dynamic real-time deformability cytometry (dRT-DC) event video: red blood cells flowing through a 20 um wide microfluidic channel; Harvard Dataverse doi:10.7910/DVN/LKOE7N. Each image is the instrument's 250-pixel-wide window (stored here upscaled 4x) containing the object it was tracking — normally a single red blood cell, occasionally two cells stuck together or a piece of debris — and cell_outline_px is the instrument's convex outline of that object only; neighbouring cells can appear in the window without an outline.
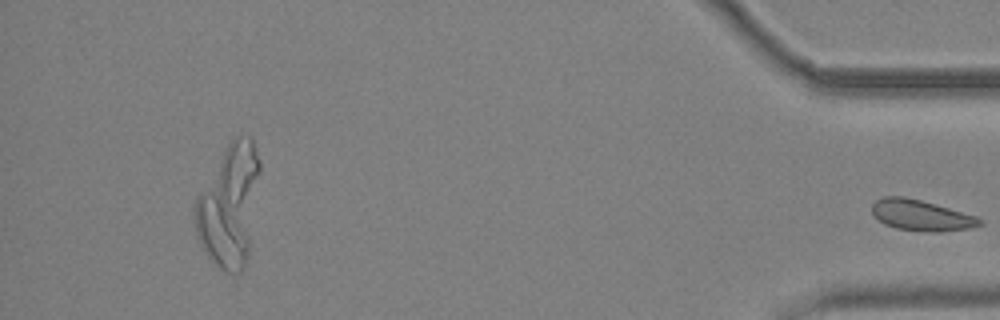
{"species": "common noctule bat (a hibernating species)", "species_latin": "Nyctalus noctula", "temperature_condition": "cold", "stored_images_in_passage": 53, "camera_frame_rate_fps": 3000, "um_per_image_px": 0.085, "animal": {"sex": "male", "body_mass_g": 19.2, "forearm_length_mm": 51.8}, "frame": {"image": 1, "passage_image": 53, "time_ms": 17.333, "image_size_px": [1000, 320], "cell_outline_px": [[984, 224], [972, 228], [940, 232], [928, 232], [896, 228], [884, 224], [872, 212], [872, 204], [876, 200], [884, 196], [904, 196], [920, 200], [976, 216], [984, 220]], "centroid_in_image_um": [78.33, 18.31], "position_along_channel_um": 356.9, "area_um2": 19.31}}